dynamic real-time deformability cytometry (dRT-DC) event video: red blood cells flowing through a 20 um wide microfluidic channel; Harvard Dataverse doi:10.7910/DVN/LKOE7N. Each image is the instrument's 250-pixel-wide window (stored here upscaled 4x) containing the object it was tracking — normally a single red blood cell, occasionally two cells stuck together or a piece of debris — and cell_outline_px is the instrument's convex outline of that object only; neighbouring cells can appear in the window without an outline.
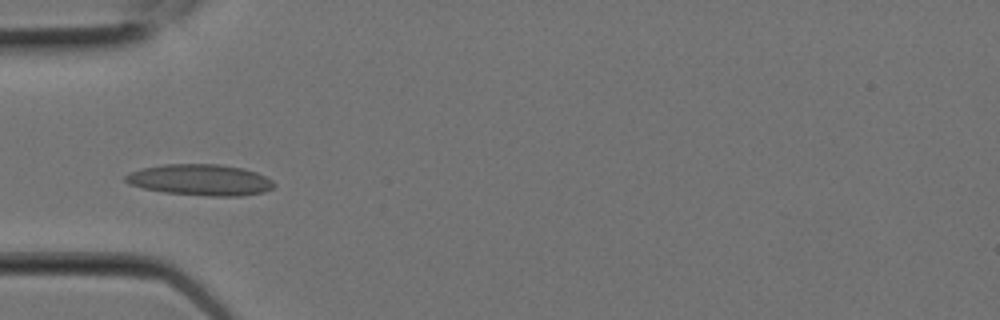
{"species": "Egyptian fruit bat (a non-hibernating species)", "species_latin": "Rousettus aegyptiacus", "temperature_condition": "room temperature", "stored_images_in_passage": 7, "camera_frame_rate_fps": 3000, "um_per_image_px": 0.085, "animal": {"sex": "female"}, "frame": {"image": 1, "passage_image": 5, "time_ms": 1.333, "image_size_px": [1000, 320], "cell_outline_px": [[276, 184], [272, 188], [264, 192], [240, 196], [208, 196], [164, 192], [144, 188], [128, 184], [124, 180], [124, 176], [140, 168], [164, 164], [220, 164], [244, 168], [256, 172], [272, 180]], "centroid_in_image_um": [17.03, 15.29], "position_along_channel_um": 68.0, "area_um2": 27.05}}
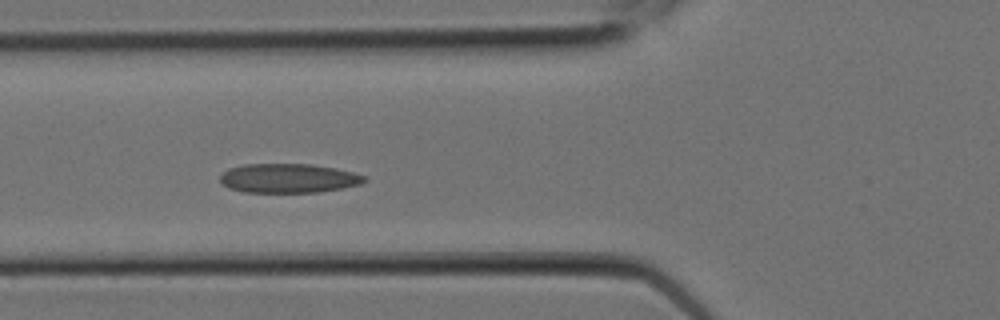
{"frame": {"image": 2, "passage_image": 6, "time_ms": 1.667, "image_size_px": [1000, 320], "cell_outline_px": [[368, 180], [360, 184], [344, 188], [316, 192], [244, 192], [228, 188], [220, 180], [220, 176], [228, 168], [244, 164], [312, 164], [336, 168], [368, 176]], "centroid_in_image_um": [24.55, 15.15], "position_along_channel_um": 101.3, "area_um2": 24.68}}
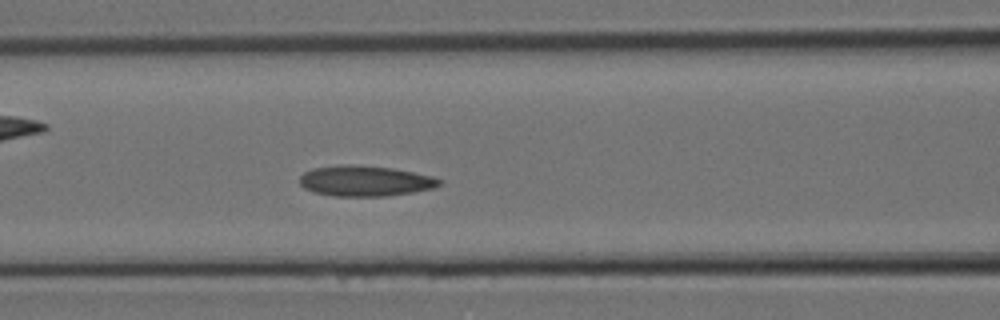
{"frame": {"image": 3, "passage_image": 7, "time_ms": 2.0, "image_size_px": [1000, 320], "cell_outline_px": [[440, 184], [432, 188], [412, 192], [384, 196], [336, 196], [312, 192], [304, 188], [300, 184], [300, 176], [304, 172], [312, 168], [344, 164], [348, 164], [392, 168], [432, 176], [440, 180]], "centroid_in_image_um": [30.97, 15.38], "position_along_channel_um": 135.6, "area_um2": 24.68}}